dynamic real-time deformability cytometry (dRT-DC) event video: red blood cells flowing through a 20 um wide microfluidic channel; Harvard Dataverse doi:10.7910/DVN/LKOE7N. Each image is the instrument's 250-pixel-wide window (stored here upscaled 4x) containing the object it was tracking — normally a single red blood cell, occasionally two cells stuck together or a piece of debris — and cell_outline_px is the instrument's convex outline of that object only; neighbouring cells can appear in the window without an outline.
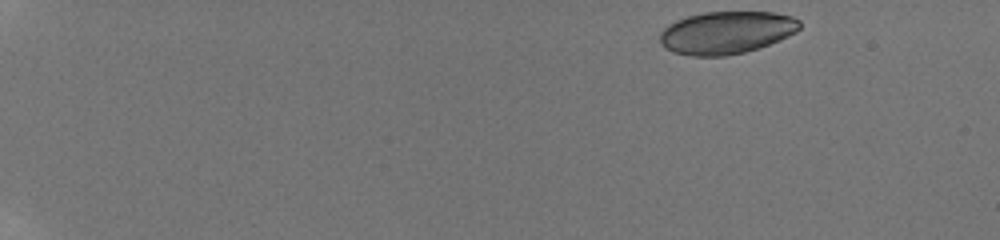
{"species": "human", "species_latin": "Homo sapiens", "temperature_condition": "room temperature", "stored_images_in_passage": 21, "camera_frame_rate_fps": 3000, "um_per_image_px": 0.085, "donor": {"sex": "male"}, "frame": {"image": 1, "passage_image": 1, "time_ms": 0.0, "image_size_px": [1000, 240], "cell_outline_px": [[800, 28], [796, 32], [788, 36], [768, 44], [744, 52], [724, 56], [692, 56], [676, 52], [664, 48], [660, 44], [660, 32], [668, 24], [676, 20], [688, 16], [704, 12], [772, 12], [792, 16], [800, 20]], "centroid_in_image_um": [61.73, 2.76], "position_along_channel_um": 23.3, "area_um2": 34.56}}
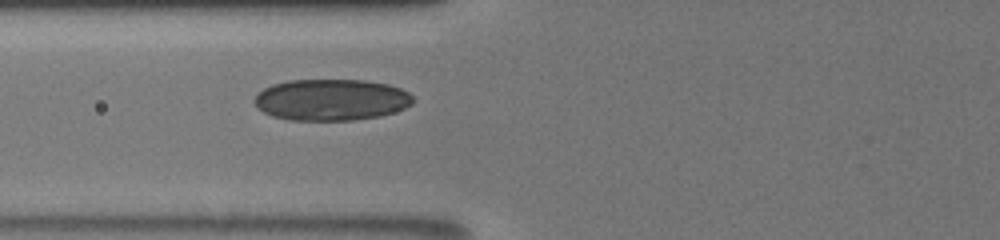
{"frame": {"image": 2, "passage_image": 18, "time_ms": 6.0, "image_size_px": [1000, 240], "cell_outline_px": [[412, 104], [404, 108], [380, 116], [352, 120], [288, 120], [272, 116], [256, 108], [252, 100], [264, 88], [272, 84], [288, 80], [364, 80], [388, 84], [400, 88], [408, 92], [412, 96]], "centroid_in_image_um": [28.12, 8.48], "position_along_channel_um": 97.7, "area_um2": 38.38}}
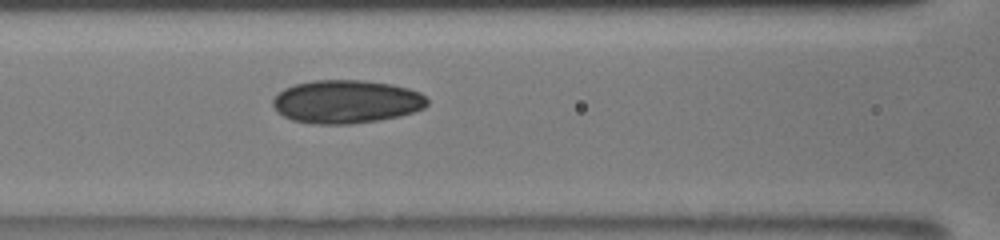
{"frame": {"image": 3, "passage_image": 21, "time_ms": 7.0, "image_size_px": [1000, 240], "cell_outline_px": [[428, 104], [424, 108], [400, 116], [376, 120], [348, 124], [312, 124], [292, 120], [276, 112], [272, 104], [272, 100], [284, 88], [296, 84], [312, 80], [364, 80], [392, 84], [408, 88], [420, 92], [428, 100]], "centroid_in_image_um": [29.43, 8.64], "position_along_channel_um": 137.2, "area_um2": 39.02}}